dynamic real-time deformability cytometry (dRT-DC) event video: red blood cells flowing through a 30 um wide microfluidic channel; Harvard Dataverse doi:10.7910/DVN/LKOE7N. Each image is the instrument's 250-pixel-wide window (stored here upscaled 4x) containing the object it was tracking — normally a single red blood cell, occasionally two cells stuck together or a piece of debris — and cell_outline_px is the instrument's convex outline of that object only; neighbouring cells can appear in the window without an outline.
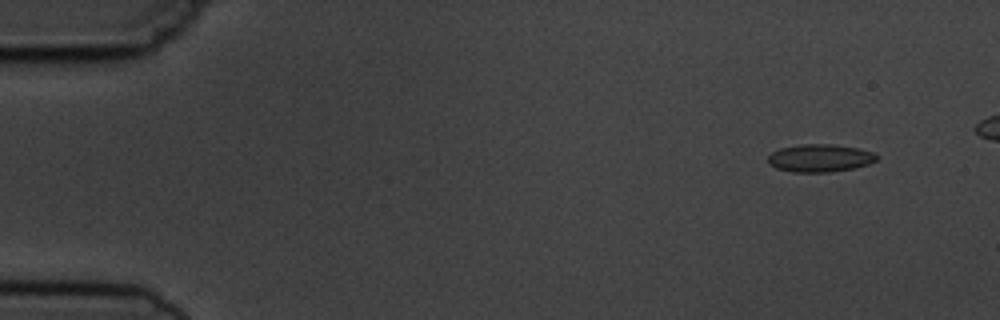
{"species": "common noctule bat (a hibernating species)", "species_latin": "Nyctalus noctula", "temperature_condition": "cold", "stored_images_in_passage": 5, "camera_frame_rate_fps": 3000, "um_per_image_px": 0.085, "animal": {"sex": "male", "body_mass_g": 19.5, "forearm_length_mm": 54.6}, "frame": {"image": 1, "passage_image": 2, "time_ms": 1.333, "image_size_px": [1000, 320], "cell_outline_px": [[876, 160], [868, 164], [852, 168], [832, 172], [792, 172], [776, 168], [768, 164], [768, 156], [772, 152], [780, 148], [800, 144], [832, 144], [856, 148], [872, 152], [876, 156]], "centroid_in_image_um": [69.63, 13.44], "position_along_channel_um": 15.4, "area_um2": 17.46}}